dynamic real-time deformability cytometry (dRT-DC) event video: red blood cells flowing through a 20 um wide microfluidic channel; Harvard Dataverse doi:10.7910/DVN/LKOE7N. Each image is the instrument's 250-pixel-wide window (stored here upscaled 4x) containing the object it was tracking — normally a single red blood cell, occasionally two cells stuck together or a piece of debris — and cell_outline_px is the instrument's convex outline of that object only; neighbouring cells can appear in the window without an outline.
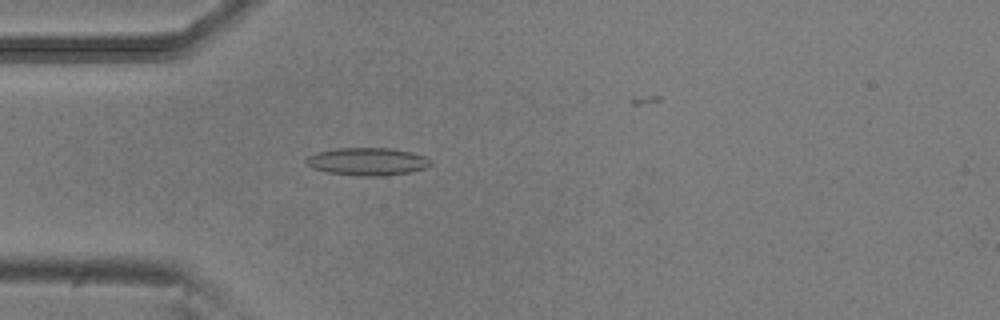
{"species": "common noctule bat (a hibernating species)", "species_latin": "Nyctalus noctula", "temperature_condition": "room temperature", "stored_images_in_passage": 5, "camera_frame_rate_fps": 3000, "um_per_image_px": 0.085, "animal": {"sex": "male", "body_mass_g": 20.5, "forearm_length_mm": 52.5}, "frame": {"image": 1, "passage_image": 4, "time_ms": 1.0, "image_size_px": [1000, 320], "cell_outline_px": [[432, 164], [424, 168], [408, 172], [384, 176], [356, 176], [328, 172], [312, 168], [304, 160], [308, 156], [316, 152], [336, 148], [392, 148], [412, 152], [424, 156], [432, 160]], "centroid_in_image_um": [31.23, 13.73], "position_along_channel_um": 53.8, "area_um2": 20.17}}